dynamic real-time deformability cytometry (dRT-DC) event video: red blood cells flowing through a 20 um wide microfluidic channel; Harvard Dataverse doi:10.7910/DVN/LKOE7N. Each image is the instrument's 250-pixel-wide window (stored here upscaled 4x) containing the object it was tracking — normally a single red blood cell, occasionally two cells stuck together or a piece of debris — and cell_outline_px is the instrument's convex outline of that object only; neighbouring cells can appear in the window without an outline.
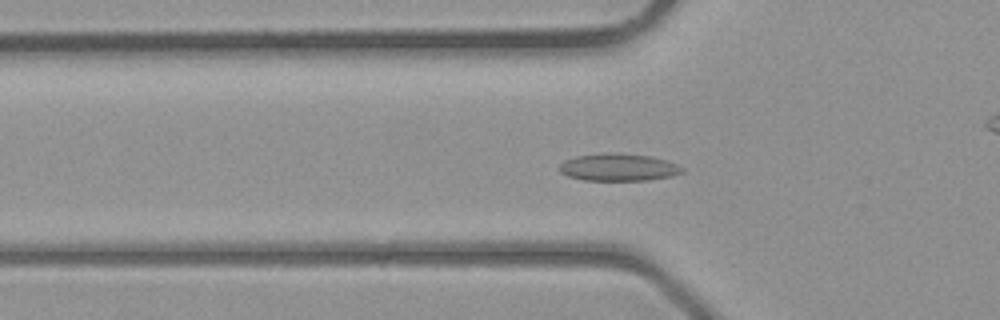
{"species": "common noctule bat (a hibernating species)", "species_latin": "Nyctalus noctula", "temperature_condition": "room temperature", "stored_images_in_passage": 42, "camera_frame_rate_fps": 3000, "um_per_image_px": 0.085, "animal": {"sex": "male", "body_mass_g": 23.1, "forearm_length_mm": 52.7}, "frame": {"image": 1, "passage_image": 14, "time_ms": 4.333, "image_size_px": [1000, 320], "cell_outline_px": [[684, 172], [672, 176], [648, 180], [584, 180], [568, 176], [560, 172], [560, 164], [564, 160], [576, 156], [608, 152], [616, 152], [652, 156], [676, 164], [684, 168]], "centroid_in_image_um": [52.57, 14.21], "position_along_channel_um": 73.2, "area_um2": 19.65}}
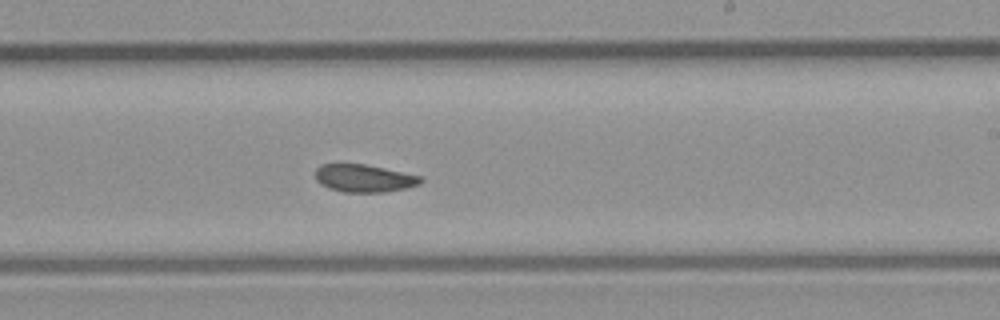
{"frame": {"image": 2, "passage_image": 25, "time_ms": 8.0, "image_size_px": [1000, 320], "cell_outline_px": [[424, 180], [420, 184], [408, 188], [384, 192], [344, 192], [328, 188], [320, 184], [316, 180], [316, 168], [320, 164], [364, 164], [424, 176]], "centroid_in_image_um": [30.98, 15.15], "position_along_channel_um": 258.0, "area_um2": 17.17}}
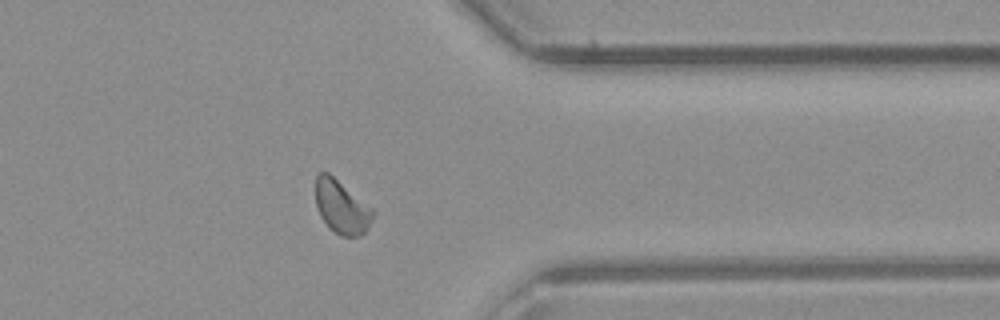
{"frame": {"image": 3, "passage_image": 33, "time_ms": 10.667, "image_size_px": [1000, 320], "cell_outline_px": [[376, 212], [368, 228], [360, 236], [340, 236], [328, 228], [320, 216], [316, 204], [316, 176], [320, 172], [328, 172], [372, 208]], "centroid_in_image_um": [29.03, 17.62], "position_along_channel_um": 382.4, "area_um2": 17.8}}